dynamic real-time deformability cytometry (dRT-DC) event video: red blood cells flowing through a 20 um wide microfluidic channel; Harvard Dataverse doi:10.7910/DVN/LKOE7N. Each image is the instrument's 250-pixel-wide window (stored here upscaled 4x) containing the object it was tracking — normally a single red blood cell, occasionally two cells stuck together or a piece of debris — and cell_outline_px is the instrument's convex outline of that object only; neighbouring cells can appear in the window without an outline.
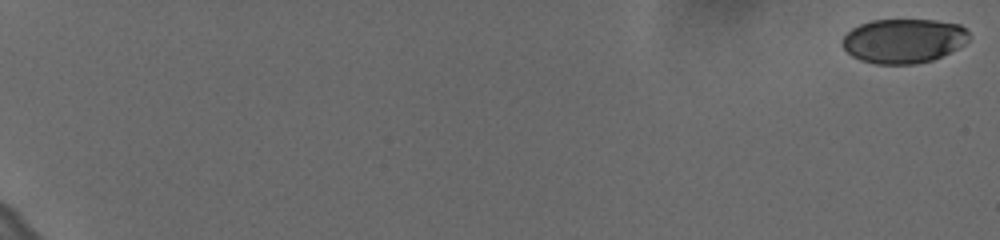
{"species": "human", "species_latin": "Homo sapiens", "temperature_condition": "cold", "stored_images_in_passage": 61, "camera_frame_rate_fps": 3000, "um_per_image_px": 0.085, "donor": {"sex": "female"}, "frame": {"image": 1, "passage_image": 1, "time_ms": 0.0, "image_size_px": [1000, 240], "cell_outline_px": [[972, 36], [964, 44], [932, 60], [916, 64], [876, 64], [860, 60], [852, 56], [840, 44], [840, 40], [852, 28], [860, 24], [872, 20], [936, 20], [960, 24]], "centroid_in_image_um": [76.78, 3.47], "position_along_channel_um": 8.2, "area_um2": 32.83}}
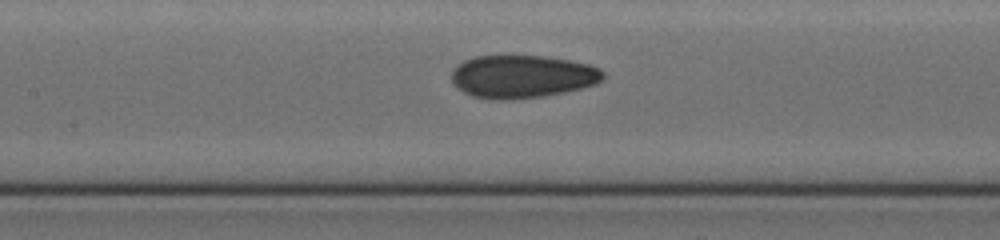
{"frame": {"image": 2, "passage_image": 33, "time_ms": 10.667, "image_size_px": [1000, 240], "cell_outline_px": [[604, 80], [596, 84], [564, 92], [544, 96], [508, 100], [504, 100], [472, 96], [456, 88], [452, 84], [452, 68], [464, 60], [476, 56], [544, 56], [568, 60], [588, 64], [600, 68], [604, 72]], "centroid_in_image_um": [44.38, 6.5], "position_along_channel_um": 163.0, "area_um2": 37.97}}
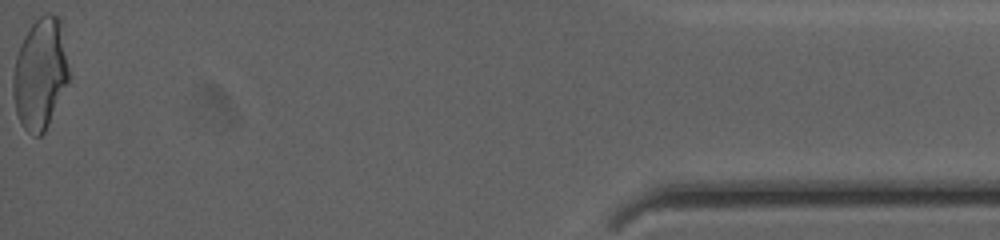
{"frame": {"image": 3, "passage_image": 61, "time_ms": 20.0, "image_size_px": [1000, 240], "cell_outline_px": [[68, 80], [48, 124], [44, 132], [40, 136], [32, 136], [24, 128], [16, 112], [12, 96], [12, 76], [16, 56], [20, 44], [28, 28], [44, 12], [52, 12], [60, 20], [68, 68]], "centroid_in_image_um": [3.38, 6.25], "position_along_channel_um": 431.8, "area_um2": 35.84}, "authors_computed_cell_mechanics": {"area_um2": 35.9516, "velocity_mm_per_s": 3.6408, "shape_relaxation_time_tau1_ms": 6.3576, "shape_relaxation_time_tau2_ms": 1.4804, "deformation_change_tau1": 0.1511, "deformation_change_tau2": 0.0682}}